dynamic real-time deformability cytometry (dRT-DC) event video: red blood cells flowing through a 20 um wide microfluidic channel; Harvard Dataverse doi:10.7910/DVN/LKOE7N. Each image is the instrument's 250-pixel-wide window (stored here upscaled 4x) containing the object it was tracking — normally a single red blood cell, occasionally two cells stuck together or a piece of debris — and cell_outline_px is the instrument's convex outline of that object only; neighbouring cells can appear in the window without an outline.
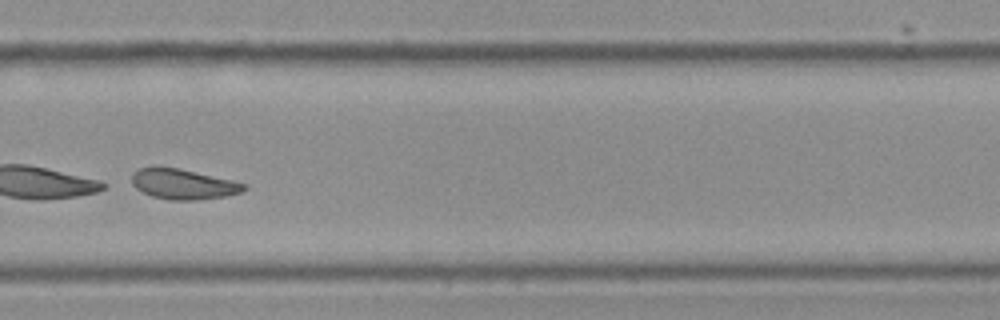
{"species": "Egyptian fruit bat (a non-hibernating species)", "species_latin": "Rousettus aegyptiacus", "temperature_condition": "cold", "stored_images_in_passage": 39, "camera_frame_rate_fps": 3000, "um_per_image_px": 0.085, "frame": {"image": 1, "passage_image": 23, "time_ms": 7.333, "image_size_px": [1000, 320], "cell_outline_px": [[248, 188], [244, 192], [224, 196], [196, 200], [168, 200], [152, 196], [136, 188], [132, 184], [132, 172], [140, 168], [176, 168], [248, 184]], "centroid_in_image_um": [15.6, 15.68], "position_along_channel_um": 314.2, "area_um2": 19.42}}